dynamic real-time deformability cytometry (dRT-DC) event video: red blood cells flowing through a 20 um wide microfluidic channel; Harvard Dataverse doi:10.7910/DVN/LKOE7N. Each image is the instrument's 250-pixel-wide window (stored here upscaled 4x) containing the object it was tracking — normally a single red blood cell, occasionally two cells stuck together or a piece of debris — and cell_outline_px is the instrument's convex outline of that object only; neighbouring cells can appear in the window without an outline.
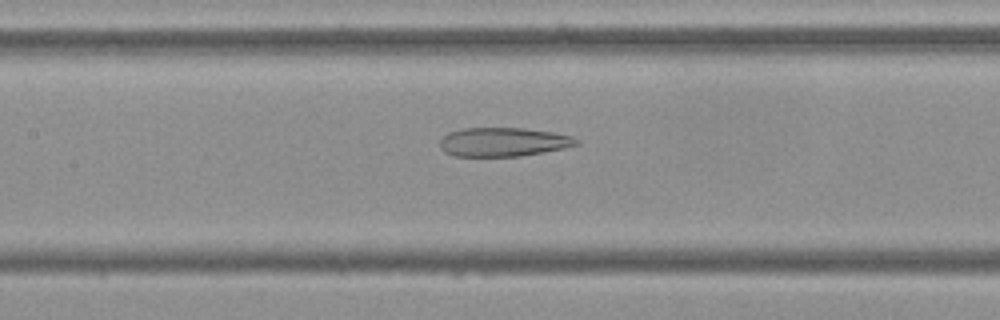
{"species": "Egyptian fruit bat (a non-hibernating species)", "species_latin": "Rousettus aegyptiacus", "temperature_condition": "cold", "stored_images_in_passage": 53, "camera_frame_rate_fps": 3000, "um_per_image_px": 0.085, "frame": {"image": 1, "passage_image": 24, "time_ms": 7.667, "image_size_px": [1000, 320], "cell_outline_px": [[580, 144], [564, 148], [544, 152], [520, 156], [452, 156], [444, 152], [440, 148], [440, 140], [448, 132], [464, 128], [524, 128], [556, 132], [572, 136], [580, 140]], "centroid_in_image_um": [42.8, 12.06], "position_along_channel_um": 164.6, "area_um2": 23.24}}
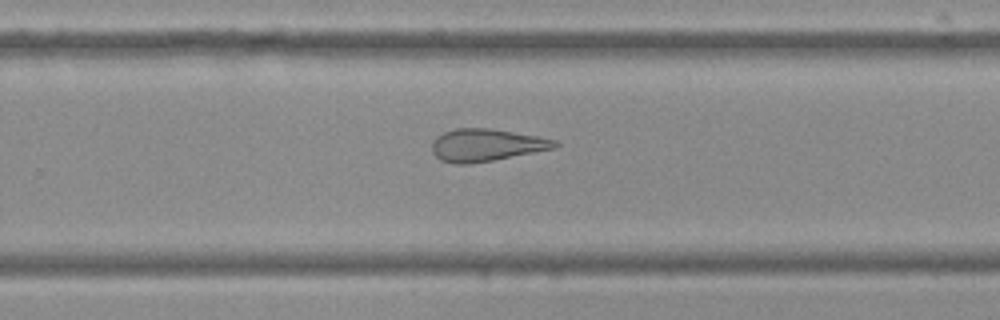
{"frame": {"image": 2, "passage_image": 34, "time_ms": 11.0, "image_size_px": [1000, 320], "cell_outline_px": [[560, 144], [556, 148], [492, 160], [468, 164], [456, 164], [440, 160], [432, 152], [432, 140], [436, 136], [444, 132], [456, 128], [488, 128], [536, 136], [556, 140]], "centroid_in_image_um": [41.3, 12.33], "position_along_channel_um": 288.5, "area_um2": 23.06}}
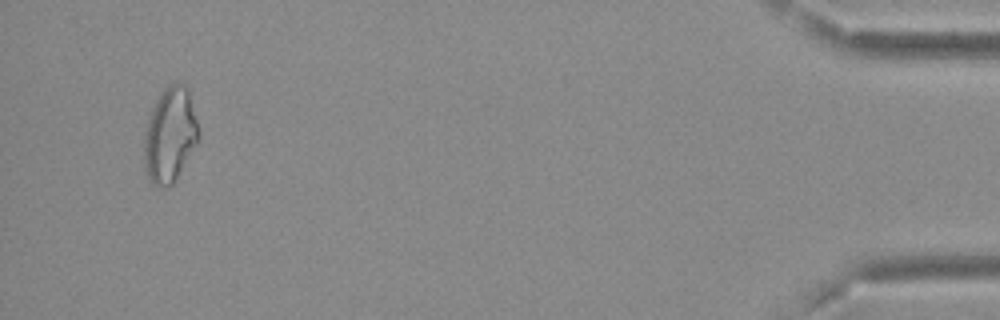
{"frame": {"image": 3, "passage_image": 51, "time_ms": 16.667, "image_size_px": [1000, 320], "cell_outline_px": [[200, 136], [176, 180], [172, 184], [160, 188], [156, 188], [148, 180], [144, 168], [144, 132], [148, 116], [160, 92], [168, 84], [176, 80], [184, 84], [188, 88], [200, 132]], "centroid_in_image_um": [14.43, 11.46], "position_along_channel_um": 420.8, "area_um2": 30.69}, "authors_computed_cell_mechanics": {"area_um2": 28.033, "velocity_mm_per_s": 3.7306, "shape_relaxation_time_tau1_ms": null, "shape_relaxation_time_tau2_ms": 4.2003, "deformation_change_tau1": null, "deformation_change_tau2": 0.1586}}